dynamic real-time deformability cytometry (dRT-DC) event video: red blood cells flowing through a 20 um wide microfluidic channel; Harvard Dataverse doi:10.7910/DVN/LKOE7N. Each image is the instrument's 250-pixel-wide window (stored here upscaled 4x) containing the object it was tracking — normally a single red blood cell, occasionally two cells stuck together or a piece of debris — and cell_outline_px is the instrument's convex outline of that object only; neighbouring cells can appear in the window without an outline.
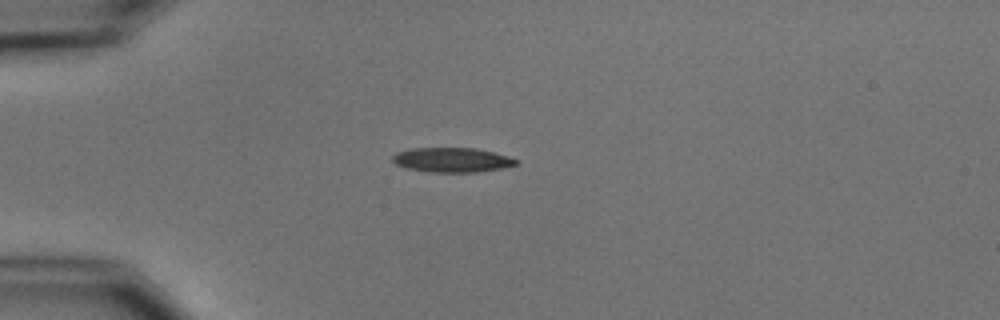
{"species": "common noctule bat (a hibernating species)", "species_latin": "Nyctalus noctula", "temperature_condition": "cold", "stored_images_in_passage": 3, "camera_frame_rate_fps": 3000, "um_per_image_px": 0.085, "animal": {"sex": "male", "body_mass_g": 15.6}, "frame": {"image": 1, "passage_image": 1, "time_ms": 0.0, "image_size_px": [1000, 320], "cell_outline_px": [[520, 160], [516, 164], [504, 168], [476, 172], [428, 172], [404, 168], [396, 164], [392, 160], [392, 156], [396, 152], [408, 148], [476, 148], [508, 156]], "centroid_in_image_um": [38.39, 13.59], "position_along_channel_um": 46.6, "area_um2": 17.86}}